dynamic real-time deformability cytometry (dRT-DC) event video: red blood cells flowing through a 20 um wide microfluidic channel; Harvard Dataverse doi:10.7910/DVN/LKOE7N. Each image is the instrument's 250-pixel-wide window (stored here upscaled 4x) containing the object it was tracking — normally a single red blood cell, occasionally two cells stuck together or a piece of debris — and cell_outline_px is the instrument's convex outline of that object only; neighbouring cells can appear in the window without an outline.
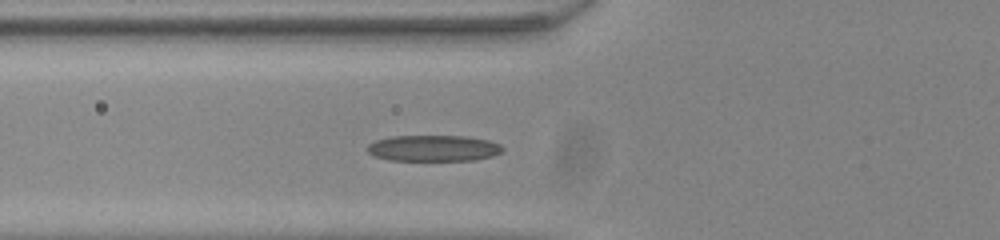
{"species": "common noctule bat (a hibernating species)", "species_latin": "Nyctalus noctula", "temperature_condition": "room temperature", "stored_images_in_passage": 34, "camera_frame_rate_fps": 3000, "um_per_image_px": 0.085, "animal": {"sex": "male", "body_mass_g": 20.0, "forearm_length_mm": 53.3}, "frame": {"image": 1, "passage_image": 4, "time_ms": 1.0, "image_size_px": [1000, 240], "cell_outline_px": [[504, 148], [500, 152], [492, 156], [476, 160], [388, 160], [376, 156], [368, 152], [368, 144], [376, 140], [392, 136], [464, 136], [488, 140], [500, 144]], "centroid_in_image_um": [36.85, 12.59], "position_along_channel_um": 88.9, "area_um2": 20.46}}
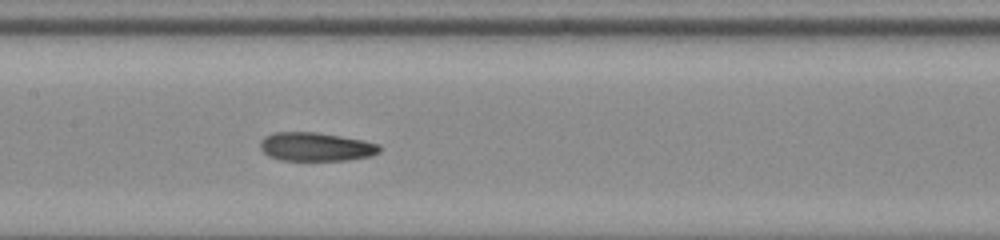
{"frame": {"image": 2, "passage_image": 11, "time_ms": 3.333, "image_size_px": [1000, 240], "cell_outline_px": [[384, 148], [380, 152], [372, 156], [348, 160], [280, 160], [268, 156], [260, 148], [260, 140], [264, 136], [272, 132], [316, 132], [364, 140], [380, 144]], "centroid_in_image_um": [26.88, 12.47], "position_along_channel_um": 180.5, "area_um2": 20.23}}
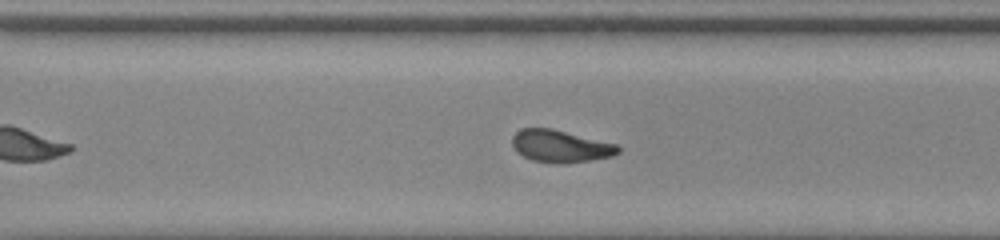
{"frame": {"image": 3, "passage_image": 22, "time_ms": 7.0, "image_size_px": [1000, 240], "cell_outline_px": [[620, 152], [612, 156], [588, 160], [560, 164], [556, 164], [532, 160], [524, 156], [512, 144], [512, 136], [520, 128], [552, 128], [616, 144], [620, 148]], "centroid_in_image_um": [47.63, 12.42], "position_along_channel_um": 323.0, "area_um2": 19.71}}